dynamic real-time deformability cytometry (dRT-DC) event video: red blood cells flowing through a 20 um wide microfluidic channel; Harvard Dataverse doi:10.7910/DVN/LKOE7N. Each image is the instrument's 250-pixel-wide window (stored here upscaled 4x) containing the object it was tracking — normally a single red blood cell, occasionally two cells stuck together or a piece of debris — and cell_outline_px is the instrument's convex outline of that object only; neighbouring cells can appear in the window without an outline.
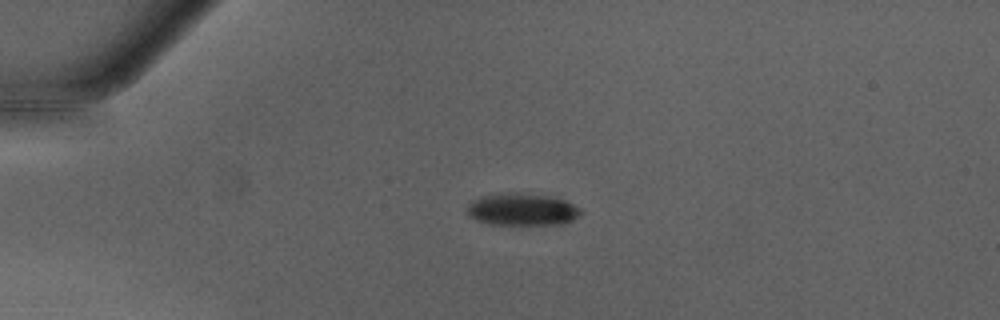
{"species": "Egyptian fruit bat (a non-hibernating species)", "species_latin": "Rousettus aegyptiacus", "temperature_condition": "warm", "stored_images_in_passage": 37, "camera_frame_rate_fps": 3000, "um_per_image_px": 0.085, "animal": {"sex": "male"}, "frame": {"image": 1, "passage_image": 1, "time_ms": 0.0, "image_size_px": [1000, 320], "cell_outline_px": [[584, 212], [572, 220], [560, 224], [492, 224], [476, 220], [468, 212], [468, 204], [472, 200], [480, 196], [504, 192], [516, 192], [548, 196], [564, 200], [580, 208]], "centroid_in_image_um": [44.38, 17.78], "position_along_channel_um": 40.6, "area_um2": 21.21}}
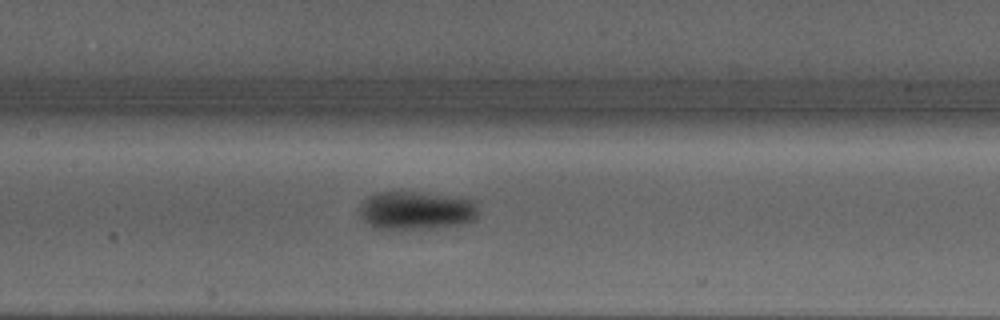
{"frame": {"image": 2, "passage_image": 13, "time_ms": 4.0, "image_size_px": [1000, 320], "cell_outline_px": [[480, 216], [476, 220], [468, 224], [436, 228], [400, 232], [384, 232], [372, 228], [360, 216], [360, 204], [368, 196], [376, 192], [416, 192], [476, 200], [480, 212]], "centroid_in_image_um": [35.39, 17.96], "position_along_channel_um": 172.0, "area_um2": 28.03}}
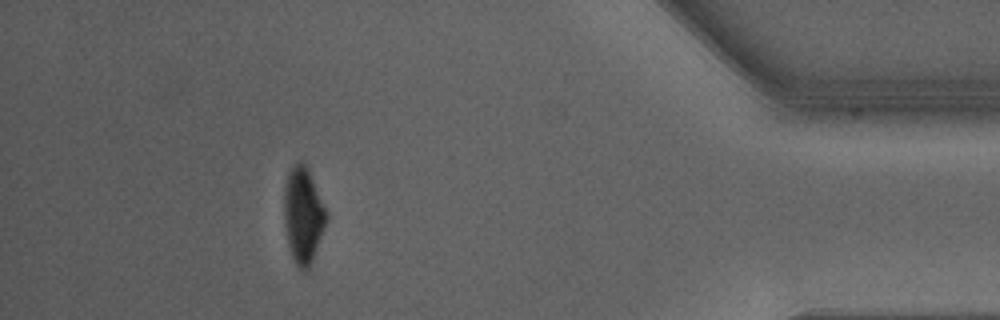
{"frame": {"image": 3, "passage_image": 33, "time_ms": 10.667, "image_size_px": [1000, 320], "cell_outline_px": [[328, 220], [312, 260], [308, 268], [304, 272], [296, 264], [292, 256], [288, 244], [284, 224], [284, 188], [288, 176], [292, 168], [300, 160], [308, 168], [328, 212]], "centroid_in_image_um": [25.79, 18.3], "position_along_channel_um": 409.4, "area_um2": 23.52}, "authors_computed_cell_mechanics": {"area_um2": 25.432, "velocity_mm_per_s": 4.2897, "shape_relaxation_time_tau1_ms": 3.9519, "shape_relaxation_time_tau2_ms": null, "deformation_change_tau1": 0.1929, "deformation_change_tau2": null}}